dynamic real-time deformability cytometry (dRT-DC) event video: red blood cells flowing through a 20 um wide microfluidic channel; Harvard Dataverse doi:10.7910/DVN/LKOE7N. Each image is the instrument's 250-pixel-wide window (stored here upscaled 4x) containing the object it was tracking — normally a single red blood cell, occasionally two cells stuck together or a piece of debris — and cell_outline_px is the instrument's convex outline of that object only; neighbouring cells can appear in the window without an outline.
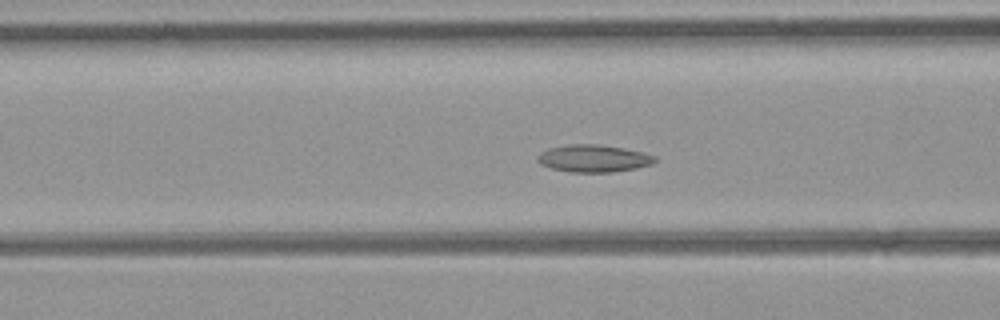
{"species": "common noctule bat (a hibernating species)", "species_latin": "Nyctalus noctula", "temperature_condition": "room temperature", "stored_images_in_passage": 40, "camera_frame_rate_fps": 3000, "um_per_image_px": 0.085, "animal": {"sex": "female", "body_mass_g": 21.9}, "frame": {"image": 1, "passage_image": 9, "time_ms": 2.667, "image_size_px": [1000, 320], "cell_outline_px": [[656, 160], [652, 164], [636, 168], [612, 172], [568, 172], [552, 168], [540, 164], [536, 160], [536, 156], [540, 152], [548, 148], [568, 144], [596, 144], [624, 148], [644, 152], [656, 156]], "centroid_in_image_um": [50.43, 13.46], "position_along_channel_um": 116.2, "area_um2": 18.84}}
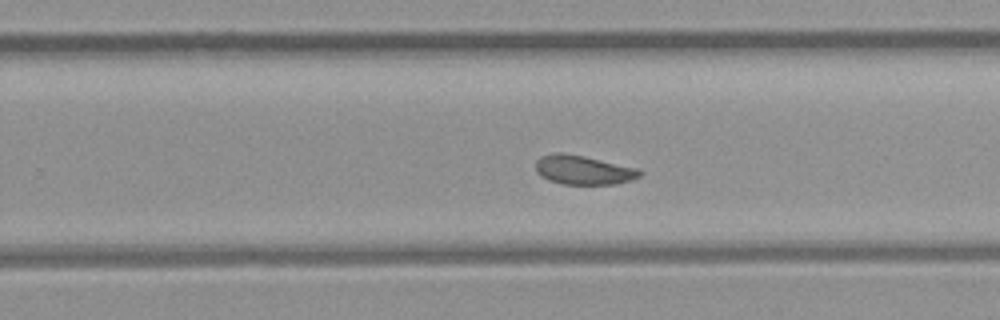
{"frame": {"image": 2, "passage_image": 21, "time_ms": 6.667, "image_size_px": [1000, 320], "cell_outline_px": [[640, 176], [632, 180], [616, 184], [564, 184], [548, 180], [540, 176], [536, 172], [536, 160], [540, 156], [556, 152], [560, 152], [584, 156], [640, 168]], "centroid_in_image_um": [49.57, 14.44], "position_along_channel_um": 280.2, "area_um2": 17.8}}
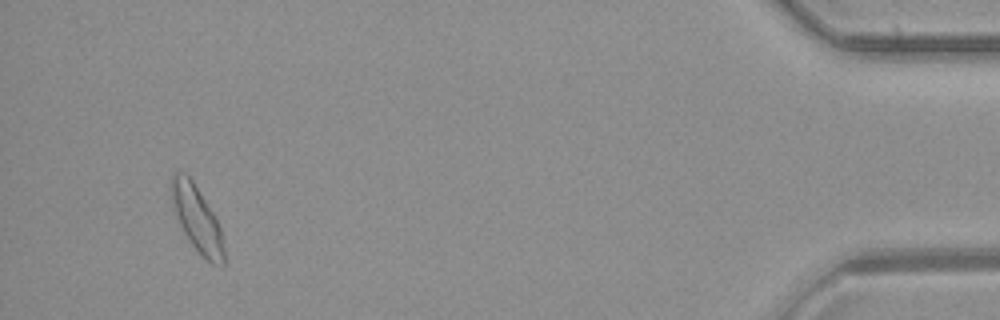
{"frame": {"image": 3, "passage_image": 37, "time_ms": 12.0, "image_size_px": [1000, 320], "cell_outline_px": [[224, 268], [212, 264], [204, 260], [200, 256], [188, 240], [180, 224], [168, 196], [172, 176], [176, 172], [184, 172], [192, 180], [212, 212], [220, 228], [224, 248]], "centroid_in_image_um": [16.72, 18.64], "position_along_channel_um": 418.5, "area_um2": 20.35}, "authors_computed_cell_mechanics": {"area_um2": 18.0914, "velocity_mm_per_s": 4.1163, "shape_relaxation_time_tau1_ms": null, "shape_relaxation_time_tau2_ms": 10.083, "deformation_change_tau1": null, "deformation_change_tau2": 0.1729}}